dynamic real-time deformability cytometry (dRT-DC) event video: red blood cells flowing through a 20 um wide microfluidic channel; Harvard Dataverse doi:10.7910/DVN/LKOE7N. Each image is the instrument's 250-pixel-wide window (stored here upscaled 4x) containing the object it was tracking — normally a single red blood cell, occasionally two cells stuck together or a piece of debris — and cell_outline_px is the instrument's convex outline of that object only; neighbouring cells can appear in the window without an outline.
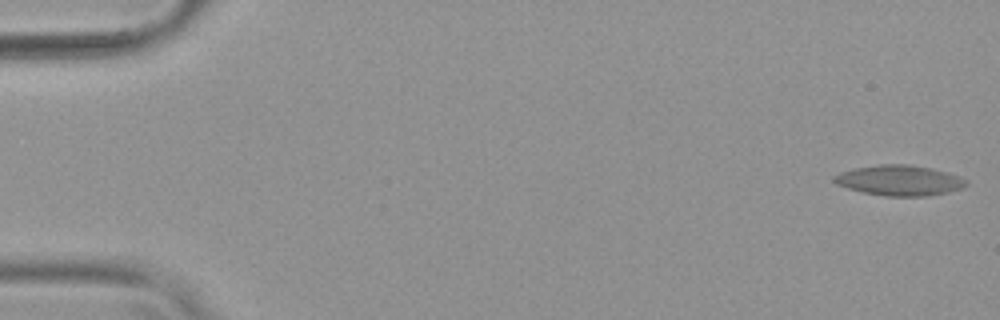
{"species": "common noctule bat (a hibernating species)", "species_latin": "Nyctalus noctula", "temperature_condition": "warm", "stored_images_in_passage": 55, "camera_frame_rate_fps": 3000, "um_per_image_px": 0.085, "animal": {"sex": "female", "body_mass_g": 19.9}, "frame": {"image": 1, "passage_image": 1, "time_ms": 0.0, "image_size_px": [1000, 320], "cell_outline_px": [[968, 184], [960, 188], [948, 192], [924, 196], [884, 196], [864, 192], [848, 188], [836, 184], [832, 180], [832, 176], [840, 172], [856, 168], [880, 164], [908, 164], [948, 172], [960, 176], [968, 180]], "centroid_in_image_um": [76.44, 15.33], "position_along_channel_um": 8.6, "area_um2": 23.29}}
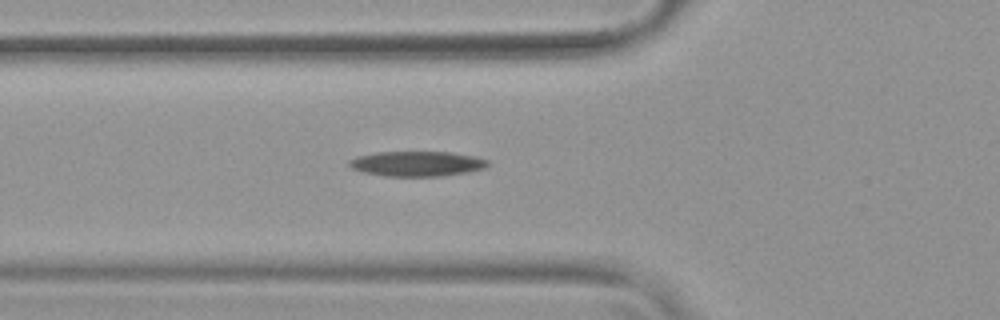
{"frame": {"image": 2, "passage_image": 20, "time_ms": 6.333, "image_size_px": [1000, 320], "cell_outline_px": [[488, 164], [484, 168], [468, 172], [440, 176], [384, 176], [364, 172], [352, 168], [348, 164], [348, 160], [356, 156], [376, 152], [452, 152], [476, 156], [488, 160]], "centroid_in_image_um": [35.43, 13.91], "position_along_channel_um": 90.4, "area_um2": 20.29}}
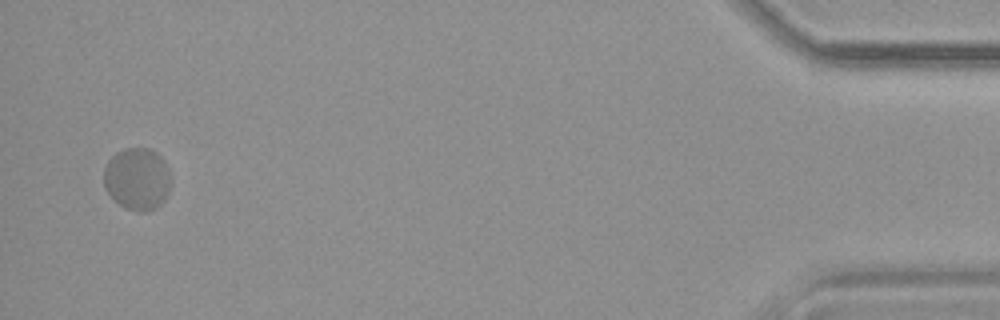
{"frame": {"image": 3, "passage_image": 54, "time_ms": 17.667, "image_size_px": [1000, 320], "cell_outline_px": [[172, 176], [168, 196], [156, 208], [144, 212], [136, 212], [112, 200], [104, 188], [104, 168], [108, 160], [116, 152], [124, 148], [152, 148], [164, 160]], "centroid_in_image_um": [11.68, 15.2], "position_along_channel_um": 423.5, "area_um2": 24.85}}